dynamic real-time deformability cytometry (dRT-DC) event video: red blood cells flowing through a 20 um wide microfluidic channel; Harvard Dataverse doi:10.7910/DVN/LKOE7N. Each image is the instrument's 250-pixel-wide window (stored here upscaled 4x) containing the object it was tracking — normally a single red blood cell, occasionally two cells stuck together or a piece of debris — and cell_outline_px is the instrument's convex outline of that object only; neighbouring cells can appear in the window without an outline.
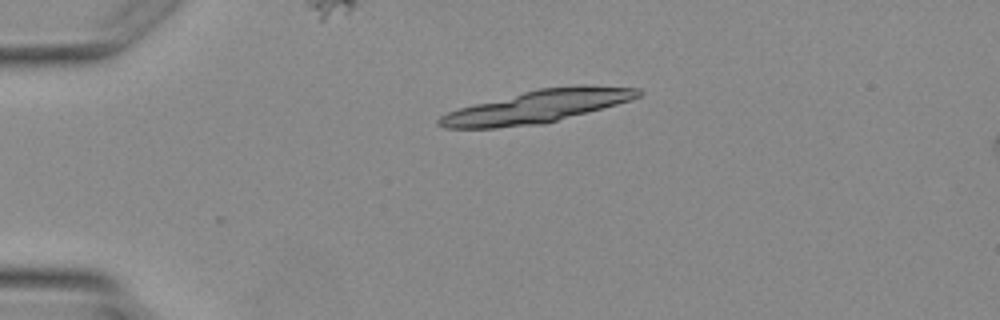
{"species": "Egyptian fruit bat (a non-hibernating species)", "species_latin": "Rousettus aegyptiacus", "temperature_condition": "warm", "stored_images_in_passage": 3, "camera_frame_rate_fps": 3000, "um_per_image_px": 0.085, "animal": {"sex": "female"}, "frame": {"image": 1, "passage_image": 2, "time_ms": 1.333, "image_size_px": [1000, 320], "cell_outline_px": [[640, 96], [632, 100], [544, 124], [496, 128], [444, 128], [436, 124], [436, 120], [440, 116], [448, 112], [460, 108], [540, 88], [580, 84], [640, 88]], "centroid_in_image_um": [45.69, 9.06], "position_along_channel_um": 39.3, "area_um2": 37.63}}